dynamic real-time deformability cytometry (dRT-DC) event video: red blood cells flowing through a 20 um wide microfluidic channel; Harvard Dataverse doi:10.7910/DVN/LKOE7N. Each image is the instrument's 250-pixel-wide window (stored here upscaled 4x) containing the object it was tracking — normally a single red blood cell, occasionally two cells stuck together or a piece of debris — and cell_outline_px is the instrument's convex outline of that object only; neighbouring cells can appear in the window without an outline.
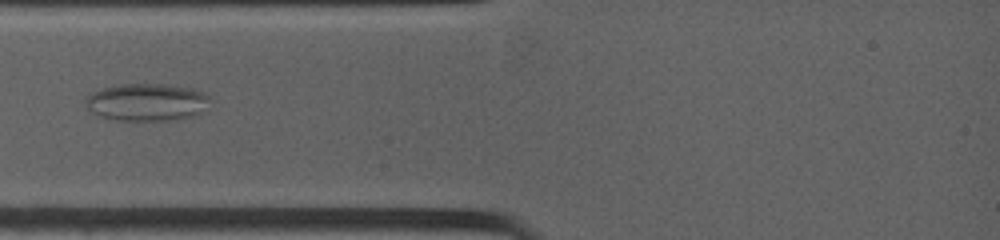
{"species": "common noctule bat (a hibernating species)", "species_latin": "Nyctalus noctula", "temperature_condition": "warm", "stored_images_in_passage": 23, "camera_frame_rate_fps": 4500, "um_per_image_px": 0.085, "animal": {"sex": "female", "body_mass_g": 19.0, "forearm_length_mm": 53.3}, "frame": {"image": 1, "passage_image": 11, "time_ms": 2.667, "image_size_px": [1000, 240], "cell_outline_px": [[208, 96], [200, 112], [196, 116], [168, 120], [116, 120], [100, 116], [92, 112], [84, 104], [84, 100], [92, 92], [100, 88], [120, 84], [164, 84], [192, 88], [204, 92]], "centroid_in_image_um": [12.4, 8.67], "position_along_channel_um": 72.6, "area_um2": 26.93}}
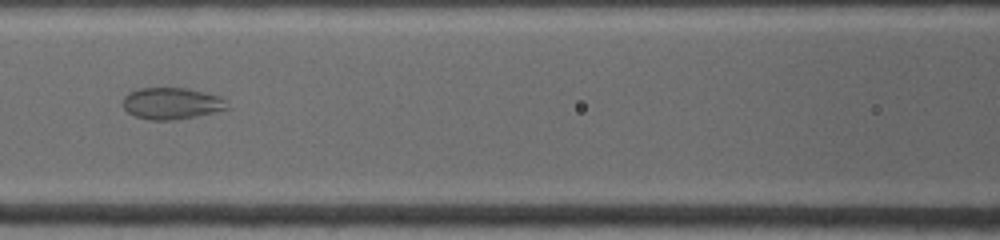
{"frame": {"image": 2, "passage_image": 17, "time_ms": 4.667, "image_size_px": [1000, 240], "cell_outline_px": [[228, 108], [196, 116], [176, 120], [152, 120], [136, 116], [128, 112], [124, 108], [124, 96], [128, 92], [140, 88], [188, 88], [220, 96], [224, 100]], "centroid_in_image_um": [14.56, 8.78], "position_along_channel_um": 152.0, "area_um2": 19.02}}
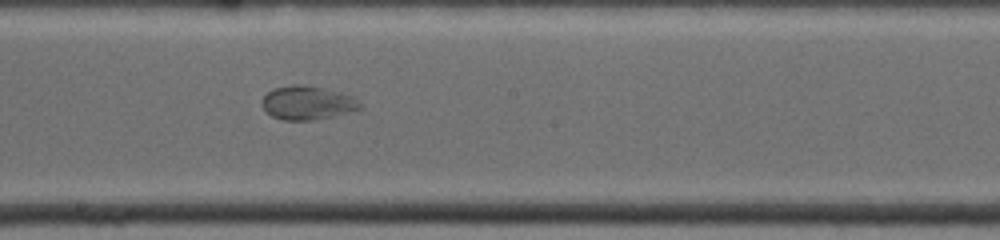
{"frame": {"image": 3, "passage_image": 22, "time_ms": 6.444, "image_size_px": [1000, 240], "cell_outline_px": [[364, 108], [332, 116], [312, 120], [284, 120], [272, 116], [260, 104], [260, 100], [268, 92], [276, 88], [292, 84], [304, 84], [324, 88], [356, 96], [364, 104]], "centroid_in_image_um": [26.19, 8.72], "position_along_channel_um": 222.0, "area_um2": 19.54}}